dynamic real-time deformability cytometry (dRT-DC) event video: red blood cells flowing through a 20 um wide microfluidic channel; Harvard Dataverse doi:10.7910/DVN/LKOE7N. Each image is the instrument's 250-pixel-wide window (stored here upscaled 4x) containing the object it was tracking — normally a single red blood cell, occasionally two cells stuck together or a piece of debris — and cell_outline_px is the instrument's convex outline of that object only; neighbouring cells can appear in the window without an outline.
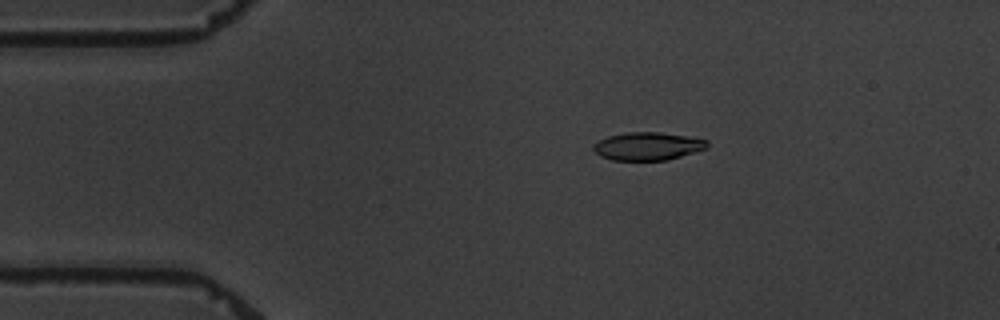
{"species": "common noctule bat (a hibernating species)", "species_latin": "Nyctalus noctula", "temperature_condition": "warm", "stored_images_in_passage": 8, "camera_frame_rate_fps": 3000, "um_per_image_px": 0.085, "animal": {"sex": "male", "body_mass_g": 19.5, "forearm_length_mm": 54.6}, "frame": {"image": 1, "passage_image": 4, "time_ms": 3.333, "image_size_px": [1000, 320], "cell_outline_px": [[708, 148], [668, 160], [612, 160], [600, 156], [592, 148], [592, 144], [608, 136], [628, 132], [660, 132], [708, 140]], "centroid_in_image_um": [55.04, 12.43], "position_along_channel_um": 30.0, "area_um2": 18.5}}
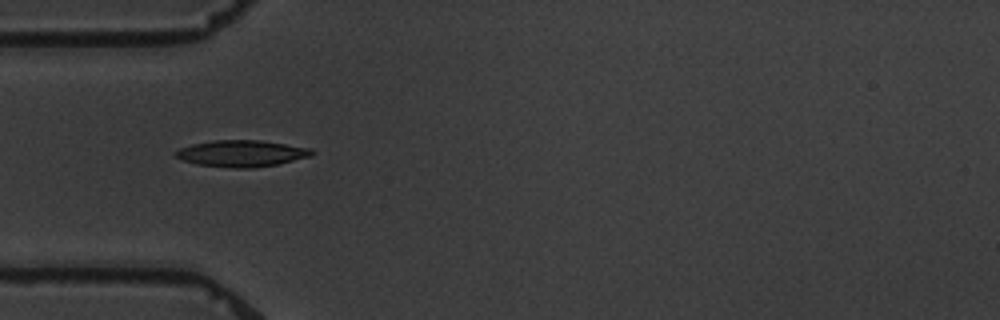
{"frame": {"image": 2, "passage_image": 6, "time_ms": 5.667, "image_size_px": [1000, 320], "cell_outline_px": [[316, 152], [312, 156], [276, 164], [252, 168], [232, 168], [196, 164], [184, 160], [176, 156], [172, 152], [180, 148], [192, 144], [216, 140], [260, 140], [312, 148]], "centroid_in_image_um": [20.56, 13.04], "position_along_channel_um": 64.4, "area_um2": 21.04}}
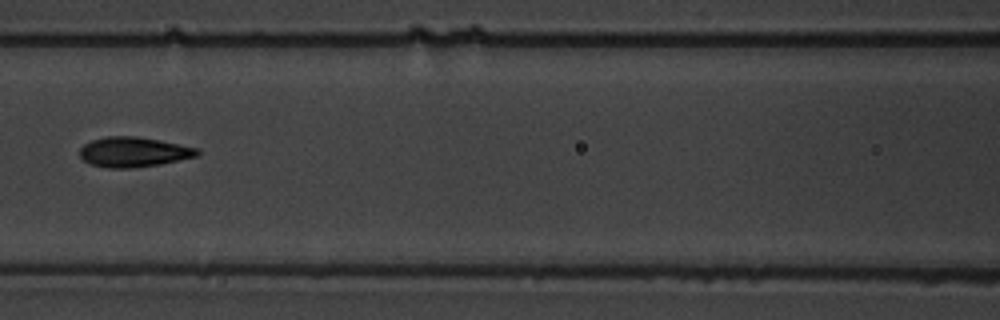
{"frame": {"image": 3, "passage_image": 8, "time_ms": 8.333, "image_size_px": [1000, 320], "cell_outline_px": [[200, 152], [196, 156], [160, 164], [128, 168], [108, 168], [92, 164], [84, 160], [80, 156], [80, 148], [84, 144], [92, 140], [108, 136], [136, 136], [160, 140], [200, 148]], "centroid_in_image_um": [11.37, 12.91], "position_along_channel_um": 155.2, "area_um2": 20.4}}